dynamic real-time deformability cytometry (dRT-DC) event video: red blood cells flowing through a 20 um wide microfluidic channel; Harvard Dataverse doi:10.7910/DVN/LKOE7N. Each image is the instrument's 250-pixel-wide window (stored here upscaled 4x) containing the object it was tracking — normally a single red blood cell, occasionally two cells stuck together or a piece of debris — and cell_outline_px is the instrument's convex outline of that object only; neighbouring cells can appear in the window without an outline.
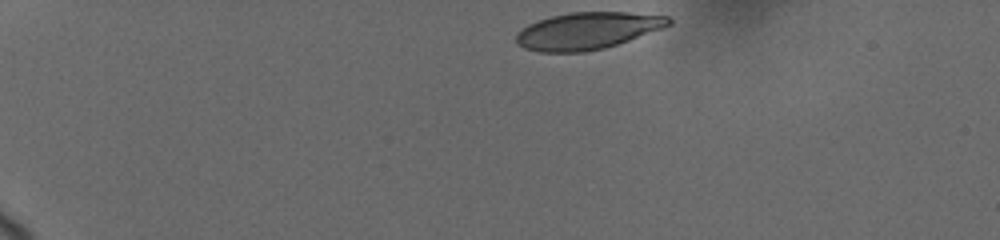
{"species": "human", "species_latin": "Homo sapiens", "temperature_condition": "cold", "stored_images_in_passage": 26, "camera_frame_rate_fps": 3000, "um_per_image_px": 0.085, "donor": {"sex": "female"}, "frame": {"image": 1, "passage_image": 1, "time_ms": 0.0, "image_size_px": [1000, 240], "cell_outline_px": [[672, 24], [664, 28], [604, 48], [584, 52], [540, 52], [524, 48], [516, 44], [516, 32], [528, 24], [552, 16], [572, 12], [628, 12], [668, 16], [672, 20]], "centroid_in_image_um": [49.93, 2.62], "position_along_channel_um": 35.1, "area_um2": 32.83}}
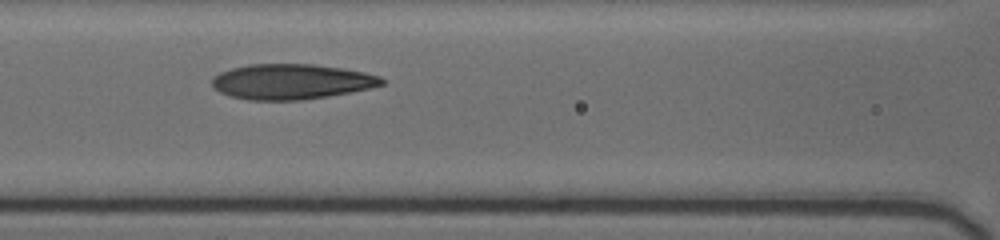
{"frame": {"image": 2, "passage_image": 15, "time_ms": 5.333, "image_size_px": [1000, 240], "cell_outline_px": [[388, 80], [384, 84], [368, 88], [328, 96], [300, 100], [248, 100], [228, 96], [212, 88], [212, 76], [220, 72], [232, 68], [248, 64], [312, 64], [344, 68], [364, 72], [380, 76]], "centroid_in_image_um": [24.74, 6.93], "position_along_channel_um": 141.9, "area_um2": 35.08}}
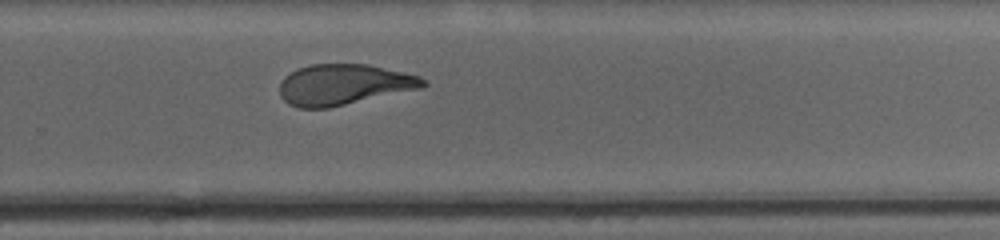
{"frame": {"image": 3, "passage_image": 26, "time_ms": 9.667, "image_size_px": [1000, 240], "cell_outline_px": [[428, 84], [424, 88], [328, 108], [300, 108], [288, 104], [280, 96], [280, 80], [284, 76], [296, 68], [308, 64], [368, 64], [404, 72], [420, 76], [428, 80]], "centroid_in_image_um": [29.24, 7.18], "position_along_channel_um": 300.6, "area_um2": 34.56}}